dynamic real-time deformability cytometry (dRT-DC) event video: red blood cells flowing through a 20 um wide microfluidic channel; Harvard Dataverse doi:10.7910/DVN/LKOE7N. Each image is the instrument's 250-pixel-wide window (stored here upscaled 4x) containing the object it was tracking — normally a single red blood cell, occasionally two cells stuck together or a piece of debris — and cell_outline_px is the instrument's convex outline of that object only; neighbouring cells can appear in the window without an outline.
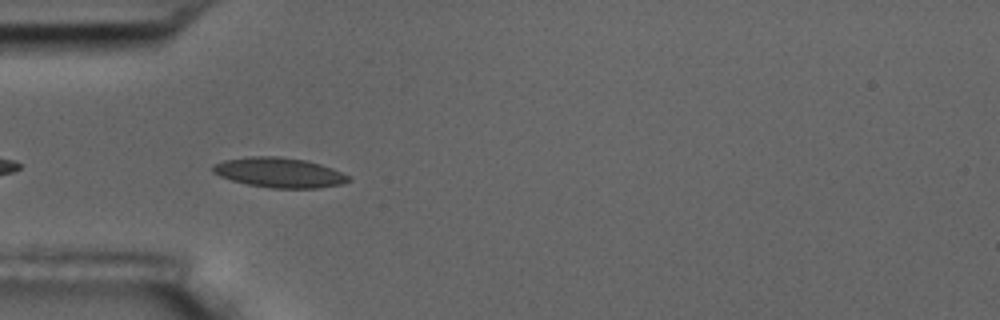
{"species": "common noctule bat (a hibernating species)", "species_latin": "Nyctalus noctula", "temperature_condition": "room temperature", "stored_images_in_passage": 11, "camera_frame_rate_fps": 3000, "um_per_image_px": 0.085, "animal": {"sex": "male", "body_mass_g": 17.5, "forearm_length_mm": 52.3}, "frame": {"image": 1, "passage_image": 5, "time_ms": 5.333, "image_size_px": [1000, 320], "cell_outline_px": [[352, 180], [340, 184], [316, 188], [272, 188], [248, 184], [232, 180], [220, 176], [212, 172], [212, 164], [224, 160], [248, 156], [280, 156], [304, 160], [320, 164], [332, 168], [348, 176]], "centroid_in_image_um": [23.7, 14.66], "position_along_channel_um": 61.3, "area_um2": 23.52}}
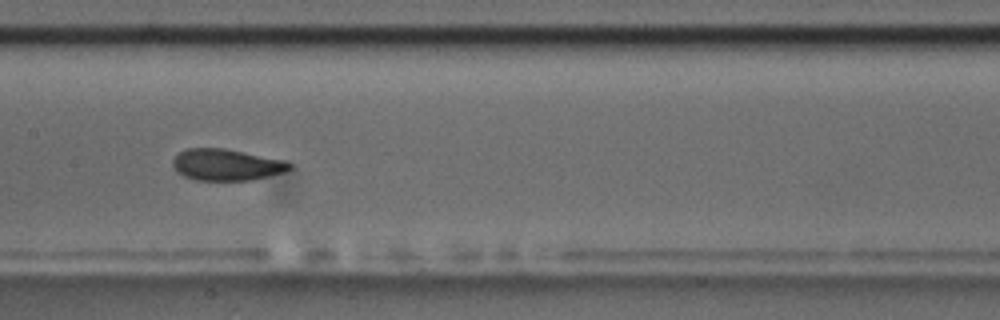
{"frame": {"image": 2, "passage_image": 8, "time_ms": 9.0, "image_size_px": [1000, 320], "cell_outline_px": [[292, 168], [284, 172], [252, 180], [196, 180], [184, 176], [172, 164], [172, 160], [184, 148], [224, 148], [284, 160], [292, 164]], "centroid_in_image_um": [19.26, 14.0], "position_along_channel_um": 188.1, "area_um2": 21.27}}
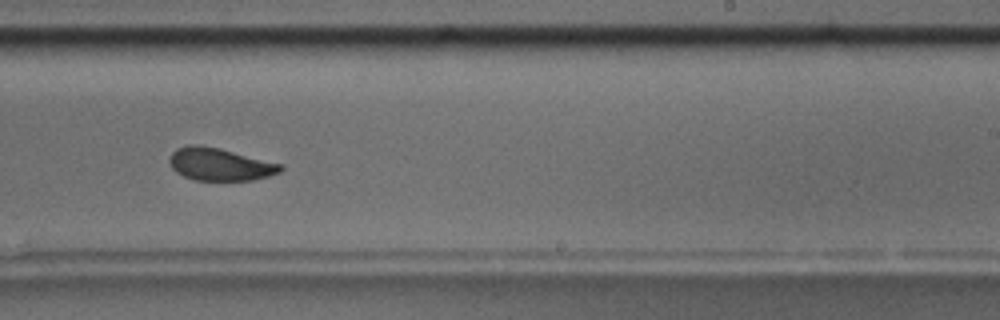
{"frame": {"image": 3, "passage_image": 10, "time_ms": 11.333, "image_size_px": [1000, 320], "cell_outline_px": [[284, 168], [280, 172], [268, 176], [252, 180], [196, 180], [184, 176], [176, 172], [172, 168], [168, 160], [172, 152], [176, 148], [188, 144], [200, 144], [220, 148], [284, 164]], "centroid_in_image_um": [18.69, 13.95], "position_along_channel_um": 270.3, "area_um2": 21.33}}